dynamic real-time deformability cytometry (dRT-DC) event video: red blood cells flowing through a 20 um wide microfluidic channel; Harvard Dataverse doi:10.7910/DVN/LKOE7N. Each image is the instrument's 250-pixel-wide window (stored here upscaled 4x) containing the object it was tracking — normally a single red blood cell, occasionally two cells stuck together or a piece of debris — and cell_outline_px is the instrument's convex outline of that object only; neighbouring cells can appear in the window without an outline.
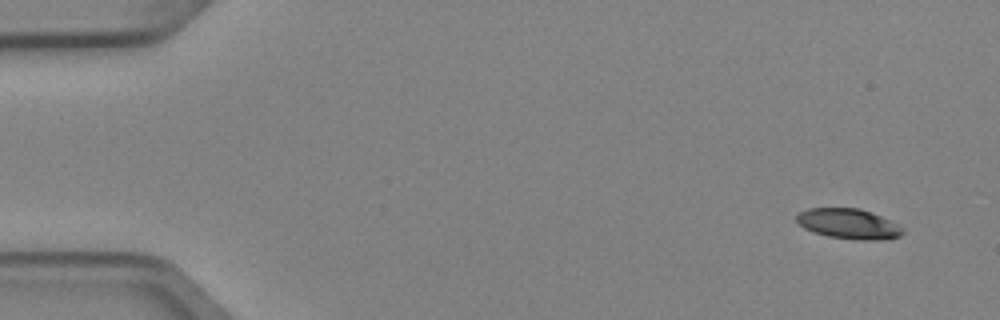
{"species": "Egyptian fruit bat (a non-hibernating species)", "species_latin": "Rousettus aegyptiacus", "temperature_condition": "cold", "stored_images_in_passage": 4, "camera_frame_rate_fps": 3000, "um_per_image_px": 0.085, "animal": {"sex": "female"}, "frame": {"image": 1, "passage_image": 1, "time_ms": 0.0, "image_size_px": [1000, 320], "cell_outline_px": [[904, 232], [900, 236], [888, 240], [856, 240], [828, 236], [812, 232], [804, 228], [796, 220], [796, 216], [800, 212], [808, 208], [860, 208], [900, 224], [904, 228]], "centroid_in_image_um": [72.17, 19.04], "position_along_channel_um": 12.8, "area_um2": 18.9}}
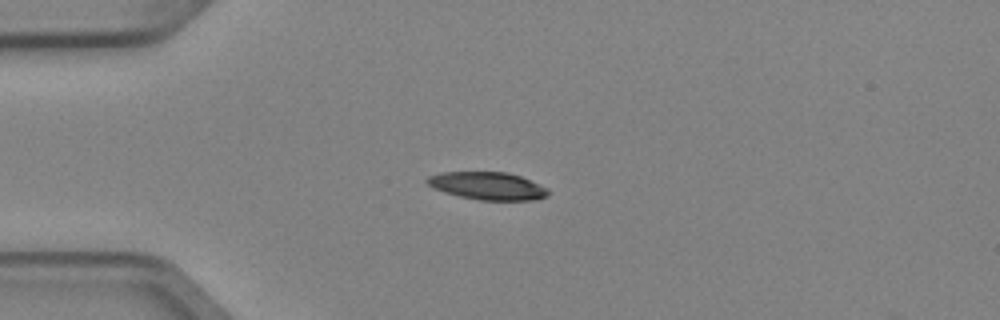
{"frame": {"image": 2, "passage_image": 4, "time_ms": 1.0, "image_size_px": [1000, 320], "cell_outline_px": [[548, 196], [536, 200], [480, 200], [460, 196], [444, 192], [432, 188], [424, 180], [428, 176], [440, 172], [508, 172], [520, 176], [548, 188]], "centroid_in_image_um": [41.43, 15.8], "position_along_channel_um": 43.6, "area_um2": 19.59}}